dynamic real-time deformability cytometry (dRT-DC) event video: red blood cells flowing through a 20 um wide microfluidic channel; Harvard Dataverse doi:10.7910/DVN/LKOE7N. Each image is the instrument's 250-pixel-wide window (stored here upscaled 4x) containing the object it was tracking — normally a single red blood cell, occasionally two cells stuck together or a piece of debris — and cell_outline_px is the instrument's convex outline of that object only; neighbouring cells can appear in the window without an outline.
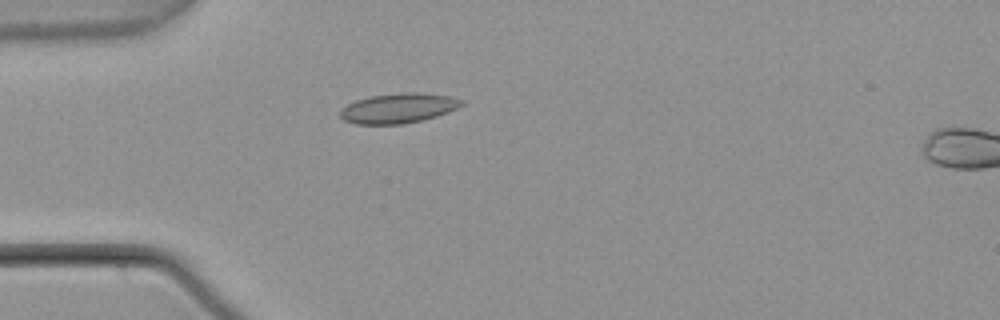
{"species": "common noctule bat (a hibernating species)", "species_latin": "Nyctalus noctula", "temperature_condition": "warm", "stored_images_in_passage": 40, "camera_frame_rate_fps": 3000, "um_per_image_px": 0.085, "animal": {"sex": "male", "body_mass_g": 21.5, "forearm_length_mm": 52.0}, "frame": {"image": 1, "passage_image": 1, "time_ms": 0.0, "image_size_px": [1000, 320], "cell_outline_px": [[464, 104], [448, 112], [424, 120], [404, 124], [356, 124], [344, 120], [340, 116], [340, 108], [356, 100], [368, 96], [404, 92], [420, 92], [448, 96], [464, 100]], "centroid_in_image_um": [33.85, 9.19], "position_along_channel_um": 51.1, "area_um2": 21.27}}
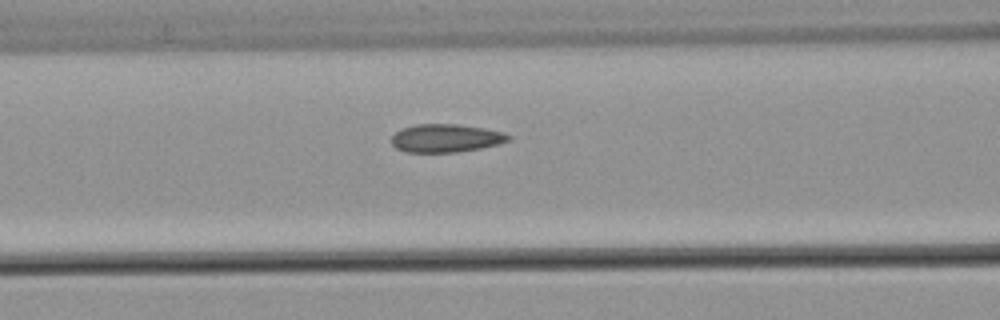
{"frame": {"image": 2, "passage_image": 8, "time_ms": 2.333, "image_size_px": [1000, 320], "cell_outline_px": [[512, 140], [500, 144], [480, 148], [456, 152], [408, 152], [396, 148], [392, 144], [392, 136], [396, 132], [404, 128], [416, 124], [460, 124], [484, 128], [504, 132], [512, 136]], "centroid_in_image_um": [37.96, 11.74], "position_along_channel_um": 128.6, "area_um2": 19.25}}
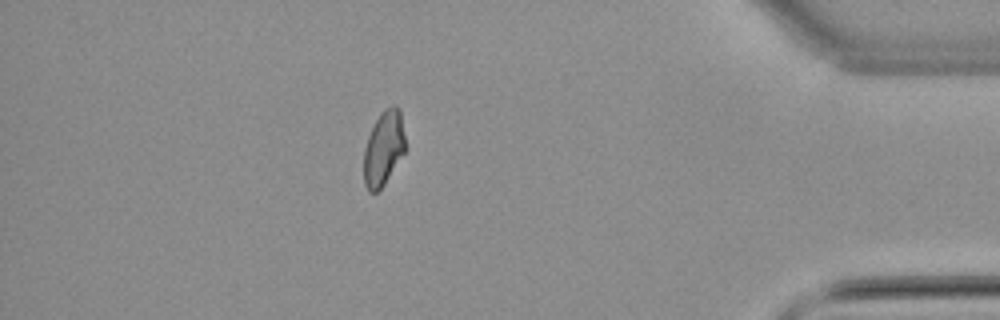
{"frame": {"image": 3, "passage_image": 33, "time_ms": 10.667, "image_size_px": [1000, 320], "cell_outline_px": [[404, 152], [384, 184], [376, 192], [368, 192], [364, 184], [364, 148], [368, 136], [380, 112], [384, 108], [392, 104], [396, 104], [400, 108], [404, 136]], "centroid_in_image_um": [32.59, 12.56], "position_along_channel_um": 402.6, "area_um2": 17.92}, "authors_computed_cell_mechanics": {"area_um2": 18.7561, "velocity_mm_per_s": 3.7899, "shape_relaxation_time_tau1_ms": null, "shape_relaxation_time_tau2_ms": 2.6064, "deformation_change_tau1": null, "deformation_change_tau2": 0.068}}